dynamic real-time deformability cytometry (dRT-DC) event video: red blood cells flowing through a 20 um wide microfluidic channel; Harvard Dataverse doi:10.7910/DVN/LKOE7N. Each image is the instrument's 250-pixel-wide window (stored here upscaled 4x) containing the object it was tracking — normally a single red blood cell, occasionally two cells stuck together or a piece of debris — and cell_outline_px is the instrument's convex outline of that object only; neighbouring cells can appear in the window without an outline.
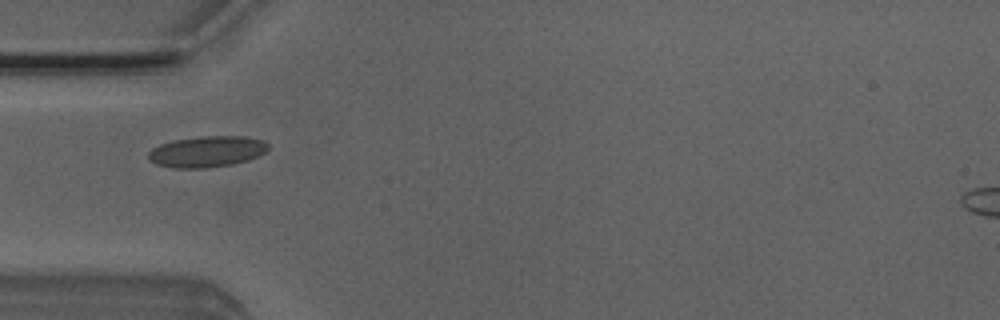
{"species": "Egyptian fruit bat (a non-hibernating species)", "species_latin": "Rousettus aegyptiacus", "temperature_condition": "room temperature", "stored_images_in_passage": 30, "camera_frame_rate_fps": 3000, "um_per_image_px": 0.085, "animal": {"sex": "male"}, "frame": {"image": 1, "passage_image": 2, "time_ms": 0.333, "image_size_px": [1000, 320], "cell_outline_px": [[268, 148], [264, 152], [248, 160], [232, 164], [208, 168], [172, 168], [156, 164], [148, 160], [148, 152], [152, 148], [160, 144], [176, 140], [200, 136], [244, 136], [264, 140], [268, 144]], "centroid_in_image_um": [17.56, 12.89], "position_along_channel_um": 67.4, "area_um2": 21.73}}
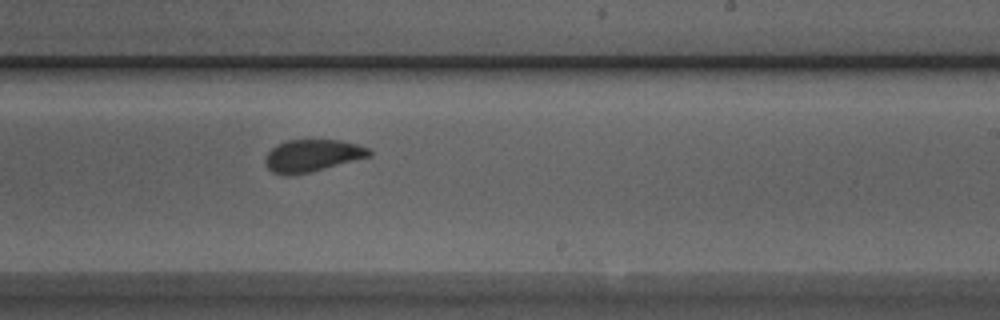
{"frame": {"image": 2, "passage_image": 17, "time_ms": 5.333, "image_size_px": [1000, 320], "cell_outline_px": [[372, 156], [308, 172], [288, 176], [284, 176], [272, 172], [268, 168], [264, 160], [268, 152], [276, 144], [288, 140], [340, 140], [356, 144], [368, 148], [372, 152]], "centroid_in_image_um": [26.52, 13.22], "position_along_channel_um": 262.5, "area_um2": 19.42}}
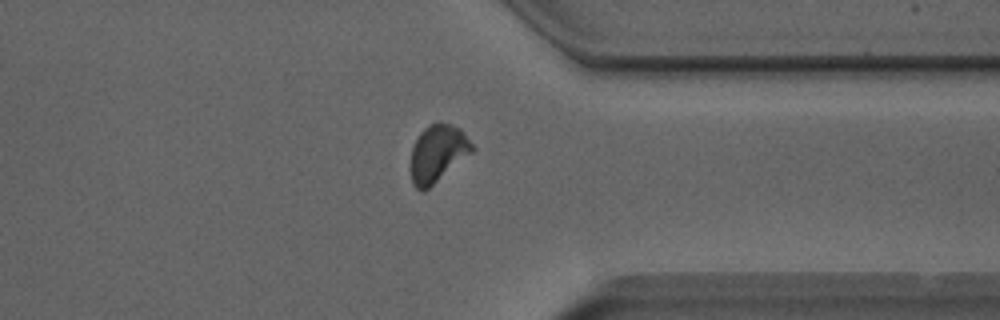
{"frame": {"image": 3, "passage_image": 26, "time_ms": 8.333, "image_size_px": [1000, 320], "cell_outline_px": [[476, 148], [472, 152], [424, 192], [420, 192], [412, 184], [408, 164], [412, 148], [420, 132], [428, 124], [436, 120], [440, 120], [452, 124], [460, 128], [464, 132]], "centroid_in_image_um": [37.17, 13.02], "position_along_channel_um": 374.2, "area_um2": 21.15}, "authors_computed_cell_mechanics": {"area_um2": 20.2011, "velocity_mm_per_s": 3.8931, "shape_relaxation_time_tau1_ms": 10.3767, "shape_relaxation_time_tau2_ms": 0.6079, "deformation_change_tau1": 0.1419, "deformation_change_tau2": 0.0439}}